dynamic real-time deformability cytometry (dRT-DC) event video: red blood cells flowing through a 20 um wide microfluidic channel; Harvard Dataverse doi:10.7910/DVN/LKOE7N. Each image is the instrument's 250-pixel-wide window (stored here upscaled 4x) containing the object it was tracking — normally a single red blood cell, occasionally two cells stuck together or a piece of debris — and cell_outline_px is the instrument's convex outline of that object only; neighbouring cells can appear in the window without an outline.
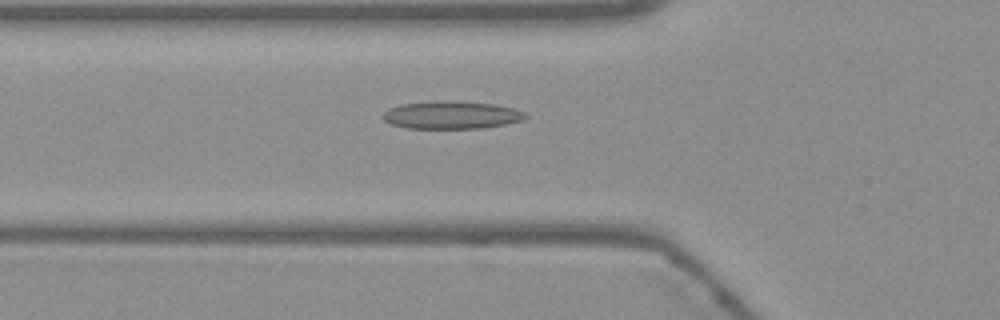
{"species": "Egyptian fruit bat (a non-hibernating species)", "species_latin": "Rousettus aegyptiacus", "temperature_condition": "warm", "stored_images_in_passage": 13, "camera_frame_rate_fps": 3000, "um_per_image_px": 0.085, "frame": {"image": 1, "passage_image": 3, "time_ms": 0.667, "image_size_px": [1000, 320], "cell_outline_px": [[528, 116], [524, 120], [484, 128], [404, 128], [392, 124], [384, 120], [380, 116], [388, 108], [400, 104], [436, 100], [448, 100], [496, 104], [512, 108], [524, 112]], "centroid_in_image_um": [38.34, 9.76], "position_along_channel_um": 87.5, "area_um2": 23.29}}
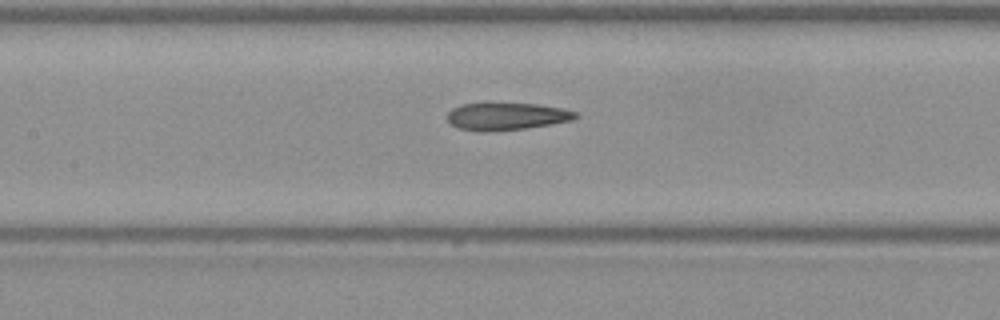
{"frame": {"image": 2, "passage_image": 9, "time_ms": 2.667, "image_size_px": [1000, 320], "cell_outline_px": [[580, 116], [572, 120], [524, 128], [488, 132], [484, 132], [456, 128], [448, 120], [448, 112], [452, 108], [460, 104], [536, 104], [564, 108], [576, 112]], "centroid_in_image_um": [43.05, 9.9], "position_along_channel_um": 164.4, "area_um2": 20.23}}
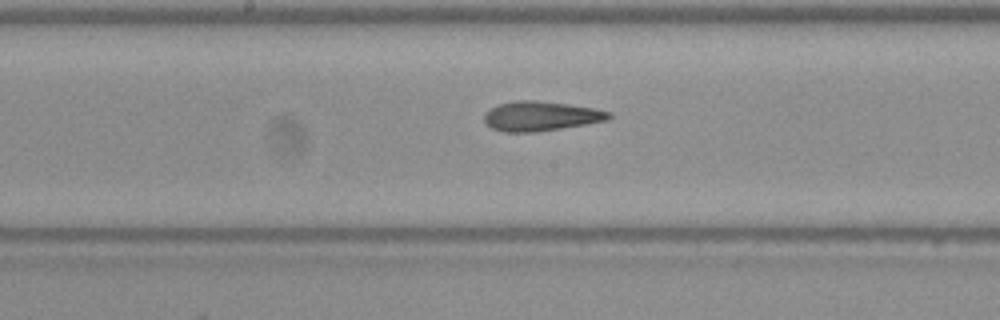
{"frame": {"image": 3, "passage_image": 12, "time_ms": 3.667, "image_size_px": [1000, 320], "cell_outline_px": [[612, 116], [608, 120], [536, 132], [504, 132], [492, 128], [484, 120], [484, 112], [496, 104], [516, 100], [536, 100], [568, 104], [592, 108], [612, 112]], "centroid_in_image_um": [45.93, 9.86], "position_along_channel_um": 202.3, "area_um2": 21.5}}